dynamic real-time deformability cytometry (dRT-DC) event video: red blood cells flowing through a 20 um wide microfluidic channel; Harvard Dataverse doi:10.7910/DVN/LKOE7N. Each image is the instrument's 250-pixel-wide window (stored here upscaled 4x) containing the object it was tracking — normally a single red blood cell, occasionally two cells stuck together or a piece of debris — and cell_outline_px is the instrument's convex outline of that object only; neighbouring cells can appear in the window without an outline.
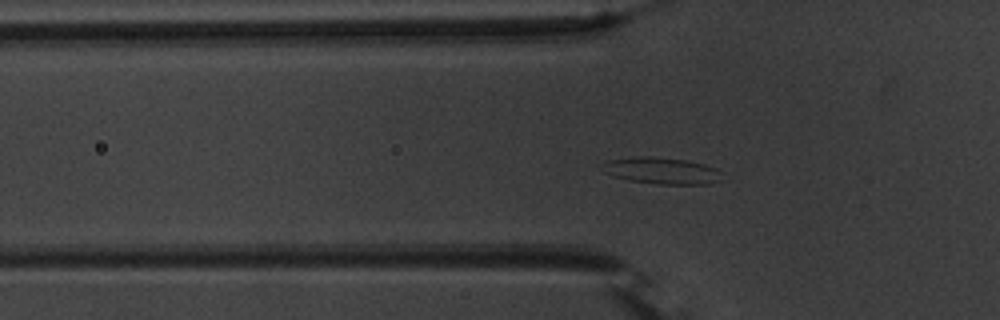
{"species": "common noctule bat (a hibernating species)", "species_latin": "Nyctalus noctula", "temperature_condition": "warm", "stored_images_in_passage": 53, "camera_frame_rate_fps": 3000, "um_per_image_px": 0.085, "animal": {"sex": "male", "body_mass_g": 20.1, "forearm_length_mm": 53.5}, "frame": {"image": 1, "passage_image": 15, "time_ms": 4.667, "image_size_px": [1000, 320], "cell_outline_px": [[720, 180], [708, 184], [660, 184], [628, 180], [612, 176], [604, 172], [604, 160], [632, 156], [648, 156], [688, 160], [704, 164], [716, 168], [720, 172]], "centroid_in_image_um": [56.21, 14.49], "position_along_channel_um": 69.6, "area_um2": 18.61}}
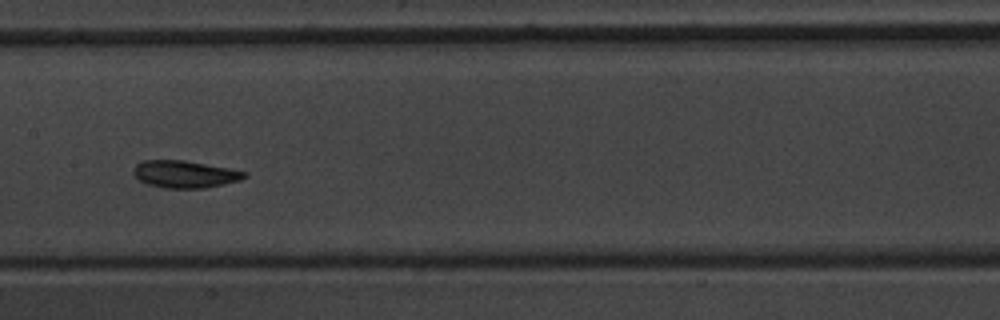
{"frame": {"image": 2, "passage_image": 25, "time_ms": 8.0, "image_size_px": [1000, 320], "cell_outline_px": [[248, 176], [240, 180], [204, 188], [164, 188], [148, 184], [140, 180], [132, 172], [132, 168], [136, 164], [144, 160], [184, 160], [228, 168], [248, 172]], "centroid_in_image_um": [15.7, 14.8], "position_along_channel_um": 191.7, "area_um2": 17.57}}
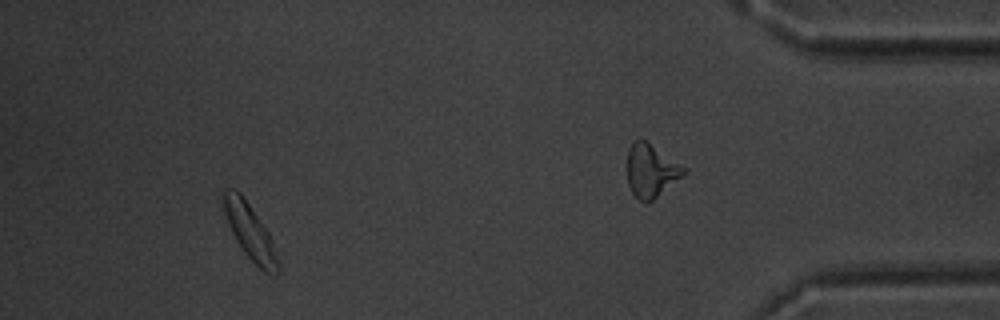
{"frame": {"image": 3, "passage_image": 48, "time_ms": 15.667, "image_size_px": [1000, 320], "cell_outline_px": [[280, 272], [276, 276], [264, 272], [244, 252], [236, 240], [228, 224], [224, 212], [220, 196], [228, 188], [236, 188], [240, 192], [268, 232], [272, 240], [280, 264]], "centroid_in_image_um": [21.24, 19.7], "position_along_channel_um": 414.0, "area_um2": 17.63}, "authors_computed_cell_mechanics": {"area_um2": 17.6868, "velocity_mm_per_s": 3.6585, "shape_relaxation_time_tau1_ms": 2.3737, "shape_relaxation_time_tau2_ms": 3.9533, "deformation_change_tau1": 0.1327, "deformation_change_tau2": 0.105}}